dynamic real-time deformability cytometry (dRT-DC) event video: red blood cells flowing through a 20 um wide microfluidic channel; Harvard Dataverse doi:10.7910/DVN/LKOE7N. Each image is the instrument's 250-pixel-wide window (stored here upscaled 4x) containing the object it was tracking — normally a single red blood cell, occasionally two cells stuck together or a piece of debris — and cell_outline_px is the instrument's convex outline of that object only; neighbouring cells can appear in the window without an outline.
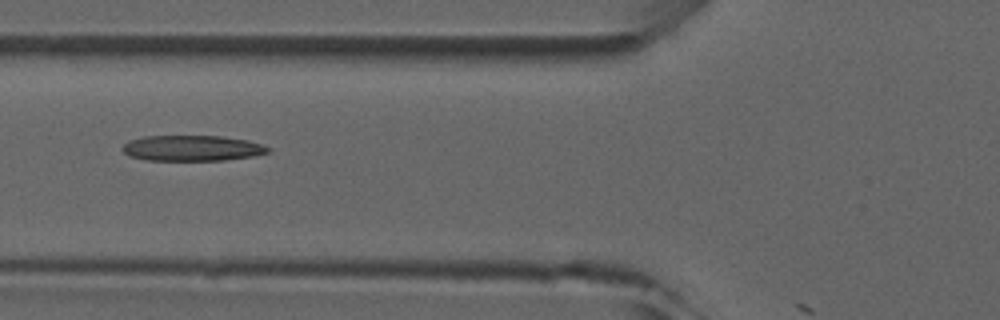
{"species": "common noctule bat (a hibernating species)", "species_latin": "Nyctalus noctula", "temperature_condition": "room temperature", "stored_images_in_passage": 6, "camera_frame_rate_fps": 3000, "um_per_image_px": 0.085, "animal": {"sex": "male", "forearm_length_mm": 52.5}, "frame": {"image": 1, "passage_image": 5, "time_ms": 5.333, "image_size_px": [1000, 320], "cell_outline_px": [[272, 148], [268, 152], [252, 156], [224, 160], [144, 160], [128, 156], [120, 148], [128, 140], [144, 136], [220, 136], [248, 140], [264, 144]], "centroid_in_image_um": [16.31, 12.59], "position_along_channel_um": 109.5, "area_um2": 21.91}}
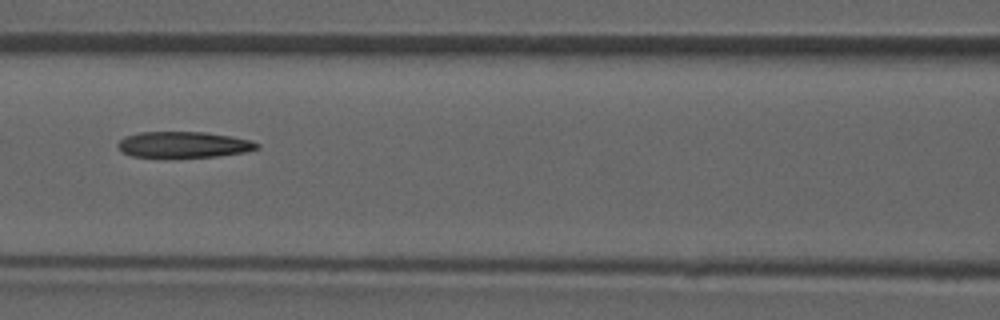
{"frame": {"image": 2, "passage_image": 6, "time_ms": 6.333, "image_size_px": [1000, 320], "cell_outline_px": [[260, 148], [244, 152], [216, 156], [132, 156], [124, 152], [116, 144], [124, 136], [140, 132], [204, 132], [232, 136], [252, 140], [260, 144]], "centroid_in_image_um": [15.65, 12.27], "position_along_channel_um": 151.0, "area_um2": 20.75}}